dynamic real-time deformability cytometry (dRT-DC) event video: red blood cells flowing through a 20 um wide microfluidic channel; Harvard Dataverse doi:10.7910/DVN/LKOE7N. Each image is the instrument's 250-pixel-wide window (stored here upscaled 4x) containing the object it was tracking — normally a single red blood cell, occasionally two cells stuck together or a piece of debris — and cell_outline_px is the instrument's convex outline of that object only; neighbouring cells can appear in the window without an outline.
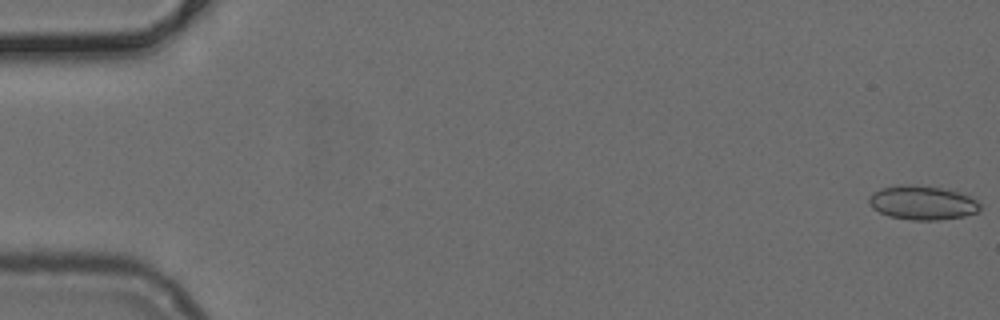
{"species": "common noctule bat (a hibernating species)", "species_latin": "Nyctalus noctula", "temperature_condition": "cold", "stored_images_in_passage": 52, "camera_frame_rate_fps": 3000, "um_per_image_px": 0.085, "animal": {"sex": "female", "body_mass_g": 24.6, "forearm_length_mm": 56.2}, "frame": {"image": 1, "passage_image": 1, "time_ms": 0.0, "image_size_px": [1000, 320], "cell_outline_px": [[980, 212], [964, 216], [940, 220], [912, 220], [888, 216], [872, 208], [868, 204], [868, 196], [872, 192], [880, 188], [892, 184], [916, 184], [940, 188], [956, 192], [968, 196], [976, 200], [980, 204]], "centroid_in_image_um": [78.34, 17.22], "position_along_channel_um": 6.7, "area_um2": 22.37}}
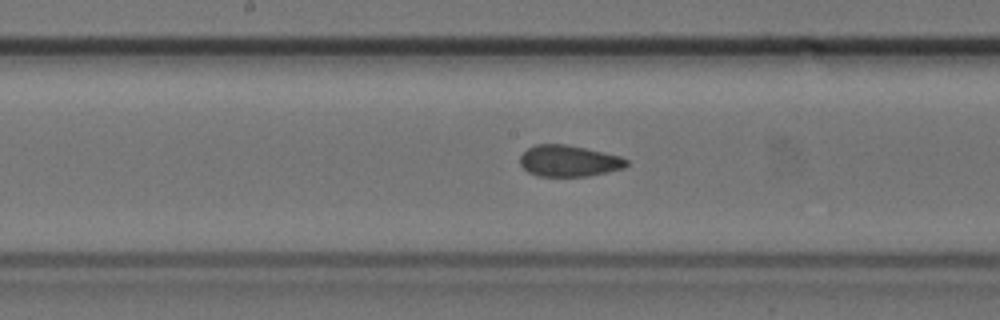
{"frame": {"image": 2, "passage_image": 27, "time_ms": 8.667, "image_size_px": [1000, 320], "cell_outline_px": [[628, 164], [624, 168], [608, 172], [588, 176], [536, 176], [528, 172], [520, 164], [520, 156], [528, 148], [536, 144], [564, 144], [584, 148], [620, 156], [628, 160]], "centroid_in_image_um": [48.34, 13.69], "position_along_channel_um": 199.9, "area_um2": 19.36}}
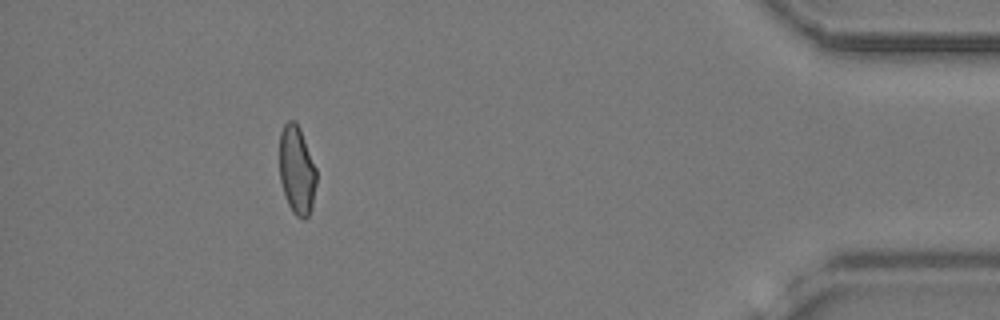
{"frame": {"image": 3, "passage_image": 47, "time_ms": 15.333, "image_size_px": [1000, 320], "cell_outline_px": [[316, 184], [312, 208], [308, 216], [304, 220], [296, 216], [292, 212], [288, 204], [280, 180], [280, 132], [284, 124], [288, 120], [296, 120], [300, 128], [316, 168]], "centroid_in_image_um": [25.23, 14.46], "position_along_channel_um": 410.0, "area_um2": 19.13}}